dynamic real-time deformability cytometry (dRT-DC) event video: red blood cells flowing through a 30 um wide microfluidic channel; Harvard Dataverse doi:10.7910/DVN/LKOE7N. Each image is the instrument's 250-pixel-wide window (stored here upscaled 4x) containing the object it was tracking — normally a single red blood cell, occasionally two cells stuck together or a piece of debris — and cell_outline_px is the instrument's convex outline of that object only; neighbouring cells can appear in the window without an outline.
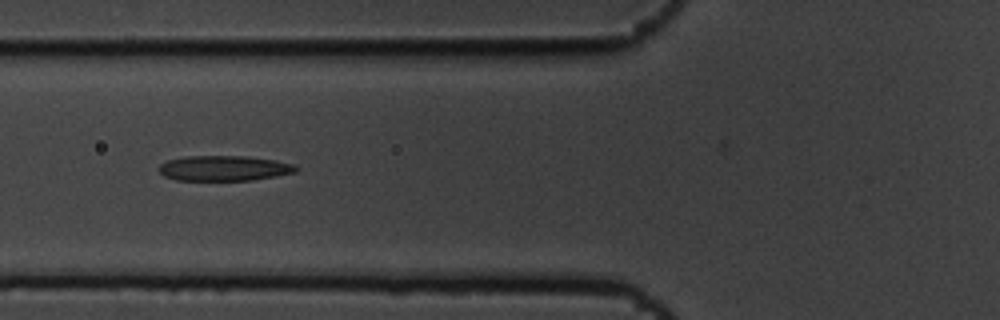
{"species": "common noctule bat (a hibernating species)", "species_latin": "Nyctalus noctula", "temperature_condition": "cold", "stored_images_in_passage": 14, "camera_frame_rate_fps": 3000, "um_per_image_px": 0.085, "animal": {"sex": "male", "body_mass_g": 19.5, "forearm_length_mm": 54.6}, "frame": {"image": 1, "passage_image": 5, "time_ms": 1.333, "image_size_px": [1000, 320], "cell_outline_px": [[300, 168], [296, 172], [276, 176], [252, 180], [176, 180], [164, 176], [156, 168], [160, 164], [168, 160], [184, 156], [248, 156], [276, 160], [292, 164]], "centroid_in_image_um": [19.03, 14.29], "position_along_channel_um": 106.8, "area_um2": 20.29}}
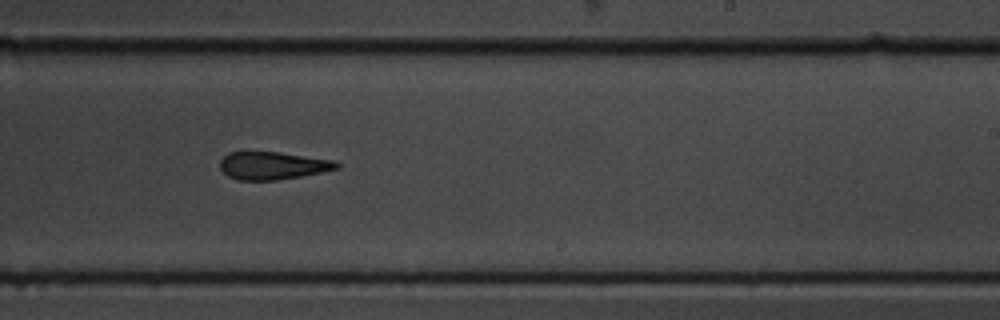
{"frame": {"image": 2, "passage_image": 9, "time_ms": 2.667, "image_size_px": [1000, 320], "cell_outline_px": [[340, 168], [300, 176], [276, 180], [236, 180], [228, 176], [220, 168], [220, 160], [228, 152], [280, 152], [336, 160], [340, 164]], "centroid_in_image_um": [23.19, 14.07], "position_along_channel_um": 265.8, "area_um2": 18.9}}
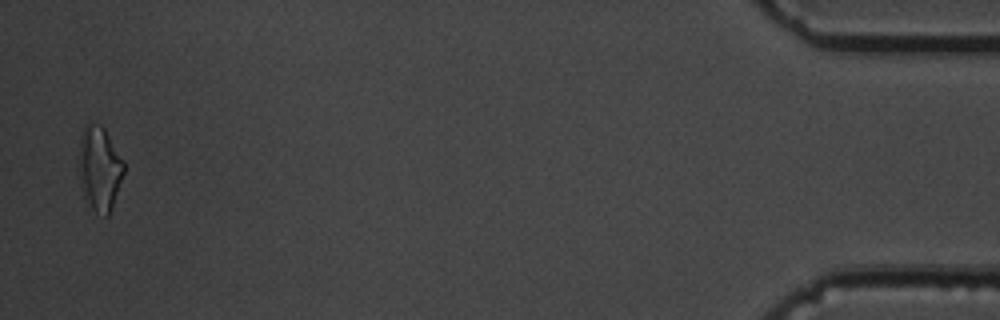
{"frame": {"image": 3, "passage_image": 14, "time_ms": 4.333, "image_size_px": [1000, 320], "cell_outline_px": [[124, 172], [108, 216], [104, 216], [96, 212], [92, 208], [84, 188], [80, 176], [80, 132], [84, 124], [100, 124], [104, 128], [124, 160]], "centroid_in_image_um": [8.49, 14.24], "position_along_channel_um": 426.7, "area_um2": 21.33}}